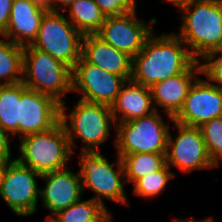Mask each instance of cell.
Masks as SVG:
<instances>
[{
    "label": "cell",
    "mask_w": 222,
    "mask_h": 222,
    "mask_svg": "<svg viewBox=\"0 0 222 222\" xmlns=\"http://www.w3.org/2000/svg\"><path fill=\"white\" fill-rule=\"evenodd\" d=\"M156 34L153 31L132 58L131 80L148 88L183 73L195 61L176 33Z\"/></svg>",
    "instance_id": "obj_1"
},
{
    "label": "cell",
    "mask_w": 222,
    "mask_h": 222,
    "mask_svg": "<svg viewBox=\"0 0 222 222\" xmlns=\"http://www.w3.org/2000/svg\"><path fill=\"white\" fill-rule=\"evenodd\" d=\"M177 9L182 13V22L176 35L196 61L219 50L222 43V0L189 1Z\"/></svg>",
    "instance_id": "obj_2"
},
{
    "label": "cell",
    "mask_w": 222,
    "mask_h": 222,
    "mask_svg": "<svg viewBox=\"0 0 222 222\" xmlns=\"http://www.w3.org/2000/svg\"><path fill=\"white\" fill-rule=\"evenodd\" d=\"M66 103L60 105V122L62 123L72 152L74 144L80 140L82 152L101 151L100 145L107 142L111 127L115 121L111 107L104 104L90 103L82 100L76 102L71 112H66Z\"/></svg>",
    "instance_id": "obj_3"
},
{
    "label": "cell",
    "mask_w": 222,
    "mask_h": 222,
    "mask_svg": "<svg viewBox=\"0 0 222 222\" xmlns=\"http://www.w3.org/2000/svg\"><path fill=\"white\" fill-rule=\"evenodd\" d=\"M18 140L21 154L16 159L41 175L66 169L73 155L60 121L50 130L29 134Z\"/></svg>",
    "instance_id": "obj_4"
},
{
    "label": "cell",
    "mask_w": 222,
    "mask_h": 222,
    "mask_svg": "<svg viewBox=\"0 0 222 222\" xmlns=\"http://www.w3.org/2000/svg\"><path fill=\"white\" fill-rule=\"evenodd\" d=\"M22 83L27 89L48 95L60 105L64 96L72 92V69L50 54L24 47Z\"/></svg>",
    "instance_id": "obj_5"
},
{
    "label": "cell",
    "mask_w": 222,
    "mask_h": 222,
    "mask_svg": "<svg viewBox=\"0 0 222 222\" xmlns=\"http://www.w3.org/2000/svg\"><path fill=\"white\" fill-rule=\"evenodd\" d=\"M78 160L79 175L83 192L88 189L96 195L92 197L107 209L106 198L121 205L128 206L129 201L125 193V174L122 159L117 155L114 164L110 163L101 151L80 152ZM117 164V166L115 165Z\"/></svg>",
    "instance_id": "obj_6"
},
{
    "label": "cell",
    "mask_w": 222,
    "mask_h": 222,
    "mask_svg": "<svg viewBox=\"0 0 222 222\" xmlns=\"http://www.w3.org/2000/svg\"><path fill=\"white\" fill-rule=\"evenodd\" d=\"M170 127L157 110L132 121L115 123L117 155L166 154Z\"/></svg>",
    "instance_id": "obj_7"
},
{
    "label": "cell",
    "mask_w": 222,
    "mask_h": 222,
    "mask_svg": "<svg viewBox=\"0 0 222 222\" xmlns=\"http://www.w3.org/2000/svg\"><path fill=\"white\" fill-rule=\"evenodd\" d=\"M57 10L43 16L36 39L30 45L73 69L81 58L83 35Z\"/></svg>",
    "instance_id": "obj_8"
},
{
    "label": "cell",
    "mask_w": 222,
    "mask_h": 222,
    "mask_svg": "<svg viewBox=\"0 0 222 222\" xmlns=\"http://www.w3.org/2000/svg\"><path fill=\"white\" fill-rule=\"evenodd\" d=\"M36 178H41V174L23 165L16 158L5 161L0 197L15 215L25 217L36 213L40 195Z\"/></svg>",
    "instance_id": "obj_9"
},
{
    "label": "cell",
    "mask_w": 222,
    "mask_h": 222,
    "mask_svg": "<svg viewBox=\"0 0 222 222\" xmlns=\"http://www.w3.org/2000/svg\"><path fill=\"white\" fill-rule=\"evenodd\" d=\"M177 135L172 137L170 130L167 138L166 164L175 166L183 172L218 167L209 157L201 129L173 121Z\"/></svg>",
    "instance_id": "obj_10"
},
{
    "label": "cell",
    "mask_w": 222,
    "mask_h": 222,
    "mask_svg": "<svg viewBox=\"0 0 222 222\" xmlns=\"http://www.w3.org/2000/svg\"><path fill=\"white\" fill-rule=\"evenodd\" d=\"M124 77L88 63L82 56L72 69V92H79L82 101L111 107L119 94Z\"/></svg>",
    "instance_id": "obj_11"
},
{
    "label": "cell",
    "mask_w": 222,
    "mask_h": 222,
    "mask_svg": "<svg viewBox=\"0 0 222 222\" xmlns=\"http://www.w3.org/2000/svg\"><path fill=\"white\" fill-rule=\"evenodd\" d=\"M136 11L106 17L96 33L104 42L132 58L142 50L145 40L154 31L151 25L157 24L158 21L156 18H151L150 23L139 20Z\"/></svg>",
    "instance_id": "obj_12"
},
{
    "label": "cell",
    "mask_w": 222,
    "mask_h": 222,
    "mask_svg": "<svg viewBox=\"0 0 222 222\" xmlns=\"http://www.w3.org/2000/svg\"><path fill=\"white\" fill-rule=\"evenodd\" d=\"M222 116V87L198 77L173 121L200 127L204 122Z\"/></svg>",
    "instance_id": "obj_13"
},
{
    "label": "cell",
    "mask_w": 222,
    "mask_h": 222,
    "mask_svg": "<svg viewBox=\"0 0 222 222\" xmlns=\"http://www.w3.org/2000/svg\"><path fill=\"white\" fill-rule=\"evenodd\" d=\"M60 121V104L52 97L27 89L20 82L19 136L50 130Z\"/></svg>",
    "instance_id": "obj_14"
},
{
    "label": "cell",
    "mask_w": 222,
    "mask_h": 222,
    "mask_svg": "<svg viewBox=\"0 0 222 222\" xmlns=\"http://www.w3.org/2000/svg\"><path fill=\"white\" fill-rule=\"evenodd\" d=\"M40 179L46 181L40 188L39 198L42 206L52 214L47 217L68 208L83 196L79 172L74 173L69 168L42 174Z\"/></svg>",
    "instance_id": "obj_15"
},
{
    "label": "cell",
    "mask_w": 222,
    "mask_h": 222,
    "mask_svg": "<svg viewBox=\"0 0 222 222\" xmlns=\"http://www.w3.org/2000/svg\"><path fill=\"white\" fill-rule=\"evenodd\" d=\"M198 74H201L200 65L195 60L183 73L150 87L155 110L159 111L158 108L161 107L172 123L173 117L182 108L189 89L198 78Z\"/></svg>",
    "instance_id": "obj_16"
},
{
    "label": "cell",
    "mask_w": 222,
    "mask_h": 222,
    "mask_svg": "<svg viewBox=\"0 0 222 222\" xmlns=\"http://www.w3.org/2000/svg\"><path fill=\"white\" fill-rule=\"evenodd\" d=\"M47 11L33 0H13L8 27L3 37L22 47L31 45Z\"/></svg>",
    "instance_id": "obj_17"
},
{
    "label": "cell",
    "mask_w": 222,
    "mask_h": 222,
    "mask_svg": "<svg viewBox=\"0 0 222 222\" xmlns=\"http://www.w3.org/2000/svg\"><path fill=\"white\" fill-rule=\"evenodd\" d=\"M81 56L107 72L131 79L132 57L104 42L96 34L83 35Z\"/></svg>",
    "instance_id": "obj_18"
},
{
    "label": "cell",
    "mask_w": 222,
    "mask_h": 222,
    "mask_svg": "<svg viewBox=\"0 0 222 222\" xmlns=\"http://www.w3.org/2000/svg\"><path fill=\"white\" fill-rule=\"evenodd\" d=\"M115 123L132 121L150 115L155 110L151 90L133 80H126L111 105Z\"/></svg>",
    "instance_id": "obj_19"
},
{
    "label": "cell",
    "mask_w": 222,
    "mask_h": 222,
    "mask_svg": "<svg viewBox=\"0 0 222 222\" xmlns=\"http://www.w3.org/2000/svg\"><path fill=\"white\" fill-rule=\"evenodd\" d=\"M68 14L69 21L82 34H96L106 16L94 0H77L69 4L63 12Z\"/></svg>",
    "instance_id": "obj_20"
},
{
    "label": "cell",
    "mask_w": 222,
    "mask_h": 222,
    "mask_svg": "<svg viewBox=\"0 0 222 222\" xmlns=\"http://www.w3.org/2000/svg\"><path fill=\"white\" fill-rule=\"evenodd\" d=\"M3 39L0 38V85L22 82L24 47Z\"/></svg>",
    "instance_id": "obj_21"
},
{
    "label": "cell",
    "mask_w": 222,
    "mask_h": 222,
    "mask_svg": "<svg viewBox=\"0 0 222 222\" xmlns=\"http://www.w3.org/2000/svg\"><path fill=\"white\" fill-rule=\"evenodd\" d=\"M119 156L122 159L126 183H134L166 165V154L136 153Z\"/></svg>",
    "instance_id": "obj_22"
},
{
    "label": "cell",
    "mask_w": 222,
    "mask_h": 222,
    "mask_svg": "<svg viewBox=\"0 0 222 222\" xmlns=\"http://www.w3.org/2000/svg\"><path fill=\"white\" fill-rule=\"evenodd\" d=\"M20 82L0 85V126L10 135H19Z\"/></svg>",
    "instance_id": "obj_23"
},
{
    "label": "cell",
    "mask_w": 222,
    "mask_h": 222,
    "mask_svg": "<svg viewBox=\"0 0 222 222\" xmlns=\"http://www.w3.org/2000/svg\"><path fill=\"white\" fill-rule=\"evenodd\" d=\"M109 210L93 198L82 201V197L51 218L55 222H102Z\"/></svg>",
    "instance_id": "obj_24"
},
{
    "label": "cell",
    "mask_w": 222,
    "mask_h": 222,
    "mask_svg": "<svg viewBox=\"0 0 222 222\" xmlns=\"http://www.w3.org/2000/svg\"><path fill=\"white\" fill-rule=\"evenodd\" d=\"M176 174L170 170L166 164L161 170L152 172L133 183V194L143 197L144 199H154L162 194L169 180L173 179Z\"/></svg>",
    "instance_id": "obj_25"
},
{
    "label": "cell",
    "mask_w": 222,
    "mask_h": 222,
    "mask_svg": "<svg viewBox=\"0 0 222 222\" xmlns=\"http://www.w3.org/2000/svg\"><path fill=\"white\" fill-rule=\"evenodd\" d=\"M199 128L209 157L219 166L222 160V116L204 122Z\"/></svg>",
    "instance_id": "obj_26"
},
{
    "label": "cell",
    "mask_w": 222,
    "mask_h": 222,
    "mask_svg": "<svg viewBox=\"0 0 222 222\" xmlns=\"http://www.w3.org/2000/svg\"><path fill=\"white\" fill-rule=\"evenodd\" d=\"M201 60L198 61L201 75H205L207 81L215 82L216 85L222 87V52L219 50L209 52Z\"/></svg>",
    "instance_id": "obj_27"
},
{
    "label": "cell",
    "mask_w": 222,
    "mask_h": 222,
    "mask_svg": "<svg viewBox=\"0 0 222 222\" xmlns=\"http://www.w3.org/2000/svg\"><path fill=\"white\" fill-rule=\"evenodd\" d=\"M106 17L123 15L136 10V0H94Z\"/></svg>",
    "instance_id": "obj_28"
},
{
    "label": "cell",
    "mask_w": 222,
    "mask_h": 222,
    "mask_svg": "<svg viewBox=\"0 0 222 222\" xmlns=\"http://www.w3.org/2000/svg\"><path fill=\"white\" fill-rule=\"evenodd\" d=\"M9 133L5 131L0 126V160L1 161H10L15 158H12L11 154V138H9Z\"/></svg>",
    "instance_id": "obj_29"
},
{
    "label": "cell",
    "mask_w": 222,
    "mask_h": 222,
    "mask_svg": "<svg viewBox=\"0 0 222 222\" xmlns=\"http://www.w3.org/2000/svg\"><path fill=\"white\" fill-rule=\"evenodd\" d=\"M13 0H0V36H4L8 27Z\"/></svg>",
    "instance_id": "obj_30"
},
{
    "label": "cell",
    "mask_w": 222,
    "mask_h": 222,
    "mask_svg": "<svg viewBox=\"0 0 222 222\" xmlns=\"http://www.w3.org/2000/svg\"><path fill=\"white\" fill-rule=\"evenodd\" d=\"M37 5L47 9L55 10L54 0H33Z\"/></svg>",
    "instance_id": "obj_31"
},
{
    "label": "cell",
    "mask_w": 222,
    "mask_h": 222,
    "mask_svg": "<svg viewBox=\"0 0 222 222\" xmlns=\"http://www.w3.org/2000/svg\"><path fill=\"white\" fill-rule=\"evenodd\" d=\"M77 0H54L55 10H64L69 4Z\"/></svg>",
    "instance_id": "obj_32"
},
{
    "label": "cell",
    "mask_w": 222,
    "mask_h": 222,
    "mask_svg": "<svg viewBox=\"0 0 222 222\" xmlns=\"http://www.w3.org/2000/svg\"><path fill=\"white\" fill-rule=\"evenodd\" d=\"M174 222H214L213 217H208L205 219H201V220H194L193 218H189V219H183V220H178L176 219Z\"/></svg>",
    "instance_id": "obj_33"
},
{
    "label": "cell",
    "mask_w": 222,
    "mask_h": 222,
    "mask_svg": "<svg viewBox=\"0 0 222 222\" xmlns=\"http://www.w3.org/2000/svg\"><path fill=\"white\" fill-rule=\"evenodd\" d=\"M4 174H5V161L0 160V191L2 188Z\"/></svg>",
    "instance_id": "obj_34"
},
{
    "label": "cell",
    "mask_w": 222,
    "mask_h": 222,
    "mask_svg": "<svg viewBox=\"0 0 222 222\" xmlns=\"http://www.w3.org/2000/svg\"><path fill=\"white\" fill-rule=\"evenodd\" d=\"M167 3L173 4L175 7H178L181 4H184L189 1H194V0H164Z\"/></svg>",
    "instance_id": "obj_35"
},
{
    "label": "cell",
    "mask_w": 222,
    "mask_h": 222,
    "mask_svg": "<svg viewBox=\"0 0 222 222\" xmlns=\"http://www.w3.org/2000/svg\"><path fill=\"white\" fill-rule=\"evenodd\" d=\"M102 222H113L112 215L109 213Z\"/></svg>",
    "instance_id": "obj_36"
},
{
    "label": "cell",
    "mask_w": 222,
    "mask_h": 222,
    "mask_svg": "<svg viewBox=\"0 0 222 222\" xmlns=\"http://www.w3.org/2000/svg\"><path fill=\"white\" fill-rule=\"evenodd\" d=\"M46 222H55L51 217H46Z\"/></svg>",
    "instance_id": "obj_37"
},
{
    "label": "cell",
    "mask_w": 222,
    "mask_h": 222,
    "mask_svg": "<svg viewBox=\"0 0 222 222\" xmlns=\"http://www.w3.org/2000/svg\"><path fill=\"white\" fill-rule=\"evenodd\" d=\"M219 51H221V52H222V43H221V46H220V48H219Z\"/></svg>",
    "instance_id": "obj_38"
}]
</instances>
